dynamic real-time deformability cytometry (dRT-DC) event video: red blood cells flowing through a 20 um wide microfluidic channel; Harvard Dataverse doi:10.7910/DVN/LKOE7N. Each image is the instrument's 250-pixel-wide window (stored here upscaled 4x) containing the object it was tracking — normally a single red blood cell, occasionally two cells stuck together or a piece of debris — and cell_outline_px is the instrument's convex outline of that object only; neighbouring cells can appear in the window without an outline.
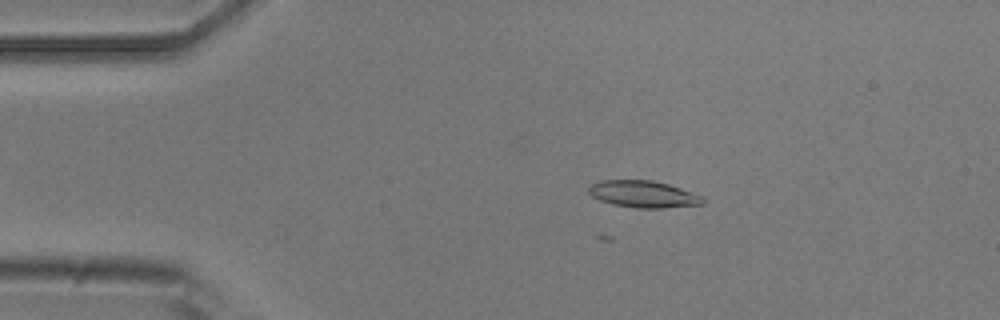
{"species": "common noctule bat (a hibernating species)", "species_latin": "Nyctalus noctula", "temperature_condition": "room temperature", "stored_images_in_passage": 3, "camera_frame_rate_fps": 3000, "um_per_image_px": 0.085, "animal": {"sex": "male", "body_mass_g": 20.5, "forearm_length_mm": 52.5}, "frame": {"image": 1, "passage_image": 3, "time_ms": 0.667, "image_size_px": [1000, 320], "cell_outline_px": [[704, 204], [664, 208], [636, 208], [612, 204], [600, 200], [592, 196], [588, 192], [588, 184], [600, 180], [652, 180], [668, 184], [704, 196]], "centroid_in_image_um": [54.67, 16.5], "position_along_channel_um": 30.3, "area_um2": 18.03}}